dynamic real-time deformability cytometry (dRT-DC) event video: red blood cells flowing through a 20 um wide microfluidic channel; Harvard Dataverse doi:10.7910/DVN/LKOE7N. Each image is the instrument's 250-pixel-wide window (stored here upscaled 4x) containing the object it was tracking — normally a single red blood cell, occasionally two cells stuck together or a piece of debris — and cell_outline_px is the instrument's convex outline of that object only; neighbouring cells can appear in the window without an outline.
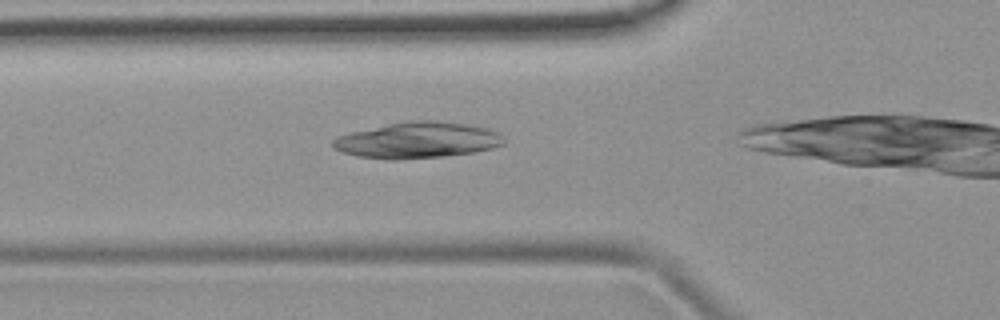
{"species": "common noctule bat (a hibernating species)", "species_latin": "Nyctalus noctula", "temperature_condition": "room temperature", "stored_images_in_passage": 34, "camera_frame_rate_fps": 3000, "um_per_image_px": 0.085, "animal": {"sex": "female", "body_mass_g": 19.9}, "frame": {"image": 1, "passage_image": 9, "time_ms": 2.667, "image_size_px": [1000, 320], "cell_outline_px": [[504, 144], [492, 148], [472, 152], [444, 156], [396, 160], [356, 156], [344, 152], [336, 148], [332, 144], [332, 140], [340, 136], [352, 132], [388, 124], [412, 120], [436, 120], [468, 124], [488, 128], [496, 132], [504, 140]], "centroid_in_image_um": [35.51, 11.91], "position_along_channel_um": 90.3, "area_um2": 35.55}}
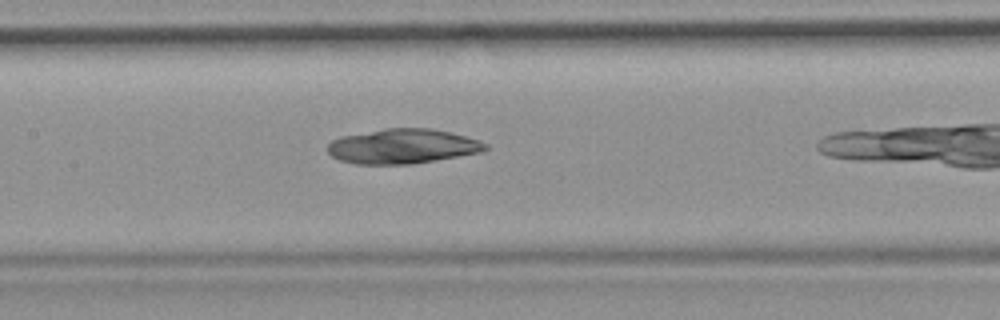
{"frame": {"image": 2, "passage_image": 15, "time_ms": 4.667, "image_size_px": [1000, 320], "cell_outline_px": [[488, 148], [484, 152], [412, 164], [356, 164], [340, 160], [332, 156], [328, 152], [328, 144], [332, 140], [340, 136], [384, 128], [432, 128], [480, 140], [488, 144]], "centroid_in_image_um": [34.23, 12.43], "position_along_channel_um": 173.2, "area_um2": 32.08}}
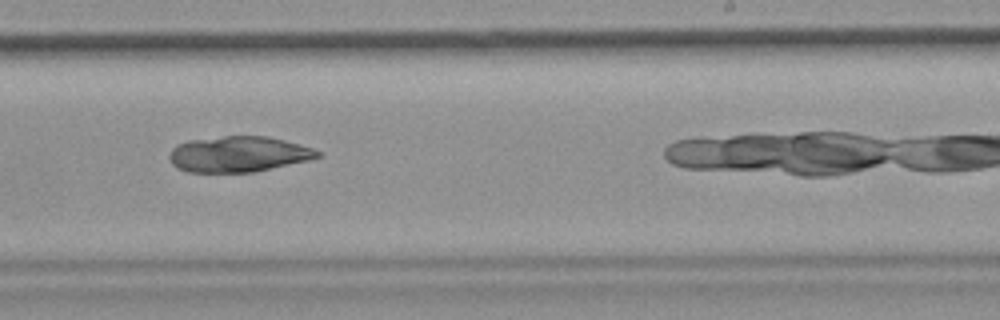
{"frame": {"image": 3, "passage_image": 22, "time_ms": 7.0, "image_size_px": [1000, 320], "cell_outline_px": [[320, 156], [308, 160], [252, 172], [188, 172], [176, 168], [172, 164], [168, 156], [172, 148], [176, 144], [188, 140], [224, 136], [264, 136], [284, 140], [312, 148], [320, 152]], "centroid_in_image_um": [20.2, 13.1], "position_along_channel_um": 268.8, "area_um2": 30.69}}